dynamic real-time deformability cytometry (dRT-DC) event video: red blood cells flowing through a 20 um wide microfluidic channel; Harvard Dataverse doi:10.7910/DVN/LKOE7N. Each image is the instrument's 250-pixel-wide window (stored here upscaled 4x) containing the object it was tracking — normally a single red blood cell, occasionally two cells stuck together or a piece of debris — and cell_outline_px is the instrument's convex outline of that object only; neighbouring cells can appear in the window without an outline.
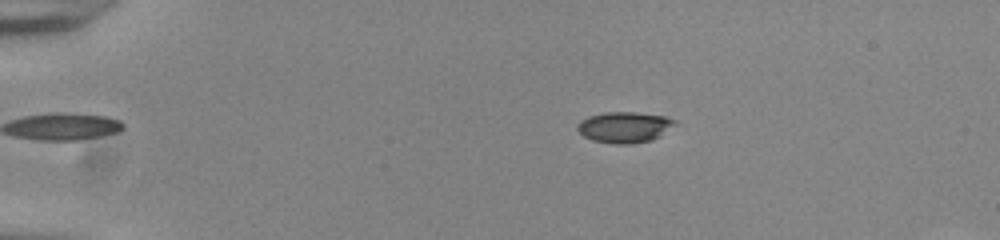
{"species": "common noctule bat (a hibernating species)", "species_latin": "Nyctalus noctula", "temperature_condition": "room temperature", "stored_images_in_passage": 45, "camera_frame_rate_fps": 3000, "um_per_image_px": 0.085, "animal": {"sex": "male", "body_mass_g": 20.0, "forearm_length_mm": 53.3}, "frame": {"image": 1, "passage_image": 2, "time_ms": 0.333, "image_size_px": [1000, 240], "cell_outline_px": [[676, 124], [660, 136], [652, 140], [628, 144], [616, 144], [592, 140], [584, 136], [576, 128], [576, 124], [580, 120], [588, 116], [604, 112], [636, 112], [664, 116], [676, 120]], "centroid_in_image_um": [53.06, 10.8], "position_along_channel_um": 31.9, "area_um2": 17.63}}
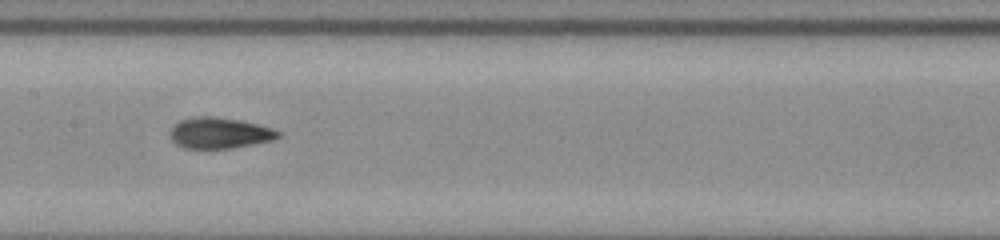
{"frame": {"image": 2, "passage_image": 20, "time_ms": 6.333, "image_size_px": [1000, 240], "cell_outline_px": [[284, 136], [272, 140], [232, 148], [184, 148], [176, 144], [172, 140], [168, 132], [180, 120], [192, 116], [212, 116], [240, 120], [260, 124], [284, 132]], "centroid_in_image_um": [18.7, 11.29], "position_along_channel_um": 188.7, "area_um2": 19.77}}
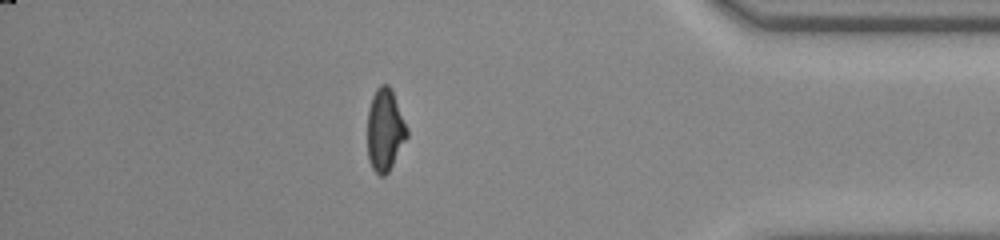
{"frame": {"image": 3, "passage_image": 39, "time_ms": 12.667, "image_size_px": [1000, 240], "cell_outline_px": [[408, 136], [388, 172], [384, 176], [380, 176], [372, 168], [368, 160], [368, 108], [372, 96], [376, 88], [380, 84], [388, 84], [392, 88], [408, 128]], "centroid_in_image_um": [32.73, 11.01], "position_along_channel_um": 402.5, "area_um2": 19.13}, "authors_computed_cell_mechanics": {"area_um2": 19.1318, "velocity_mm_per_s": 3.8446, "shape_relaxation_time_tau1_ms": null, "shape_relaxation_time_tau2_ms": 1.2338, "deformation_change_tau1": null, "deformation_change_tau2": 0.0722}}